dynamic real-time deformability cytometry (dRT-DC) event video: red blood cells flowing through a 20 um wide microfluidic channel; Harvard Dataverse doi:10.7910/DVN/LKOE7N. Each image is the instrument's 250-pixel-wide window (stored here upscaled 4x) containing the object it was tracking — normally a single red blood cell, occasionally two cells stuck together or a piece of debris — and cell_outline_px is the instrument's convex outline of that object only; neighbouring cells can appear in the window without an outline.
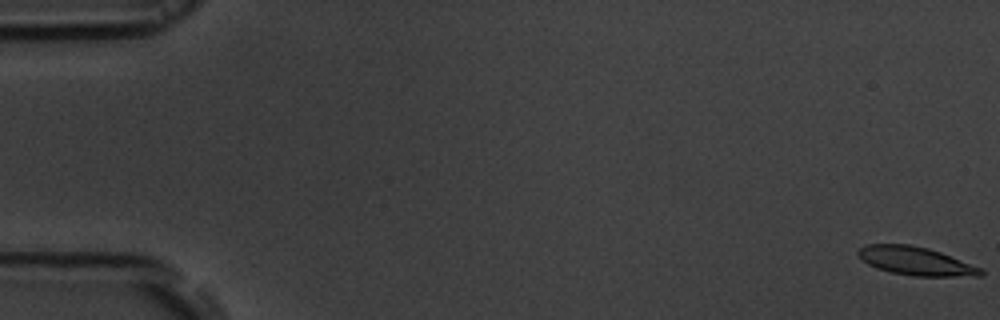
{"species": "common noctule bat (a hibernating species)", "species_latin": "Nyctalus noctula", "temperature_condition": "room temperature", "stored_images_in_passage": 54, "camera_frame_rate_fps": 3000, "um_per_image_px": 0.085, "animal": {"sex": "male", "body_mass_g": 19.5, "forearm_length_mm": 54.6}, "frame": {"image": 1, "passage_image": 1, "time_ms": 0.0, "image_size_px": [1000, 320], "cell_outline_px": [[984, 276], [912, 276], [892, 272], [876, 268], [868, 264], [856, 252], [860, 248], [868, 244], [908, 244], [928, 248], [940, 252], [984, 268]], "centroid_in_image_um": [77.9, 22.19], "position_along_channel_um": 7.1, "area_um2": 20.29}}
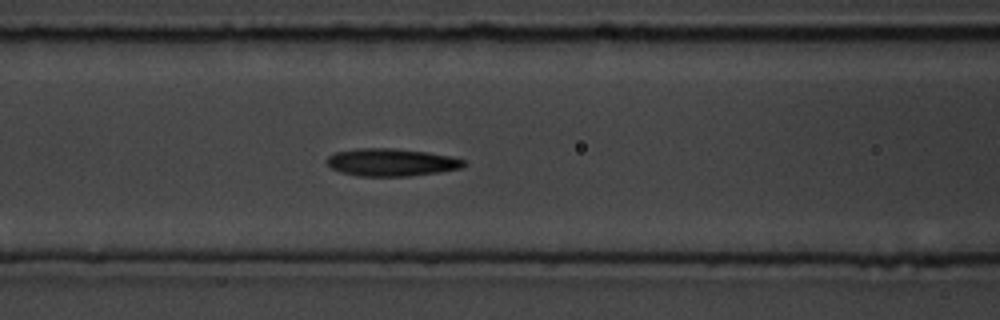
{"frame": {"image": 2, "passage_image": 23, "time_ms": 7.333, "image_size_px": [1000, 320], "cell_outline_px": [[468, 164], [460, 168], [440, 172], [408, 176], [360, 176], [340, 172], [332, 168], [328, 164], [328, 156], [336, 152], [356, 148], [396, 148], [428, 152], [448, 156], [464, 160]], "centroid_in_image_um": [33.27, 13.79], "position_along_channel_um": 133.3, "area_um2": 21.96}}
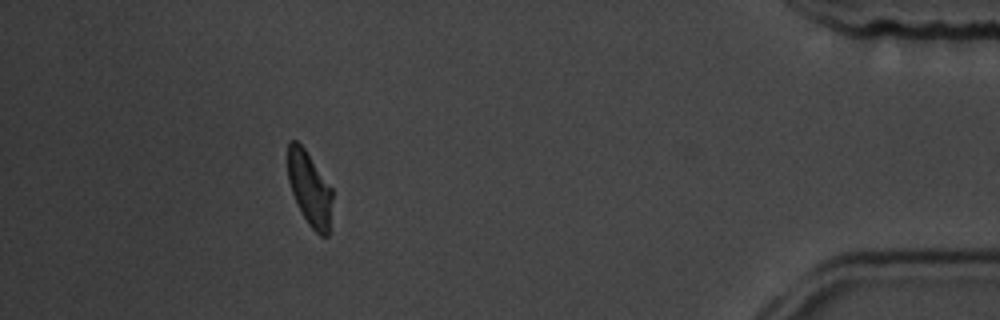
{"frame": {"image": 3, "passage_image": 49, "time_ms": 16.0, "image_size_px": [1000, 320], "cell_outline_px": [[332, 200], [328, 236], [320, 236], [308, 224], [292, 192], [288, 180], [288, 140], [296, 140], [304, 148], [332, 188]], "centroid_in_image_um": [26.32, 16.02], "position_along_channel_um": 408.9, "area_um2": 18.9}, "authors_computed_cell_mechanics": {"area_um2": 21.097, "velocity_mm_per_s": 3.8171, "shape_relaxation_time_tau1_ms": 3.3906, "shape_relaxation_time_tau2_ms": 4.4565, "deformation_change_tau1": 0.132, "deformation_change_tau2": 0.1302}}